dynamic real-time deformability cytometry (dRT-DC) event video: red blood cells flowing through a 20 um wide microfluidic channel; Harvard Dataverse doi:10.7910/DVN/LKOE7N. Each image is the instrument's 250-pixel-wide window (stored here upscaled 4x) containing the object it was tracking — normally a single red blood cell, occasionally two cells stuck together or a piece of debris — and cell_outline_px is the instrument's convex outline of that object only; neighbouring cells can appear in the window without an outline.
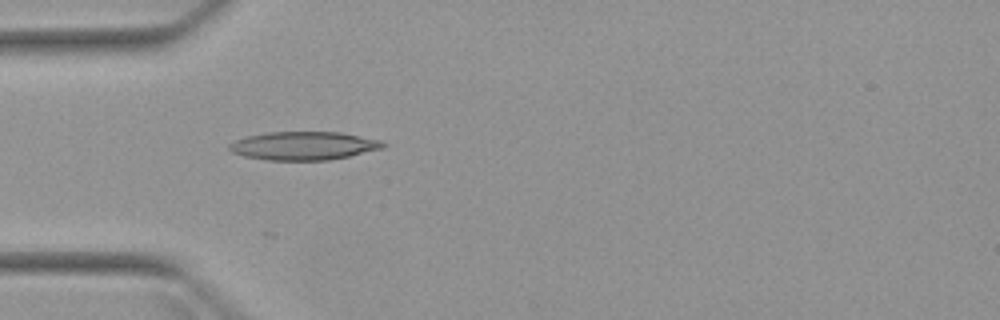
{"species": "Egyptian fruit bat (a non-hibernating species)", "species_latin": "Rousettus aegyptiacus", "temperature_condition": "warm", "stored_images_in_passage": 4, "camera_frame_rate_fps": 3000, "um_per_image_px": 0.085, "animal": {"sex": "female"}, "frame": {"image": 1, "passage_image": 4, "time_ms": 3.333, "image_size_px": [1000, 320], "cell_outline_px": [[388, 144], [384, 148], [348, 156], [328, 160], [264, 160], [244, 156], [232, 152], [228, 148], [228, 144], [236, 140], [248, 136], [268, 132], [340, 132], [380, 140]], "centroid_in_image_um": [25.81, 12.39], "position_along_channel_um": 59.2, "area_um2": 25.37}}